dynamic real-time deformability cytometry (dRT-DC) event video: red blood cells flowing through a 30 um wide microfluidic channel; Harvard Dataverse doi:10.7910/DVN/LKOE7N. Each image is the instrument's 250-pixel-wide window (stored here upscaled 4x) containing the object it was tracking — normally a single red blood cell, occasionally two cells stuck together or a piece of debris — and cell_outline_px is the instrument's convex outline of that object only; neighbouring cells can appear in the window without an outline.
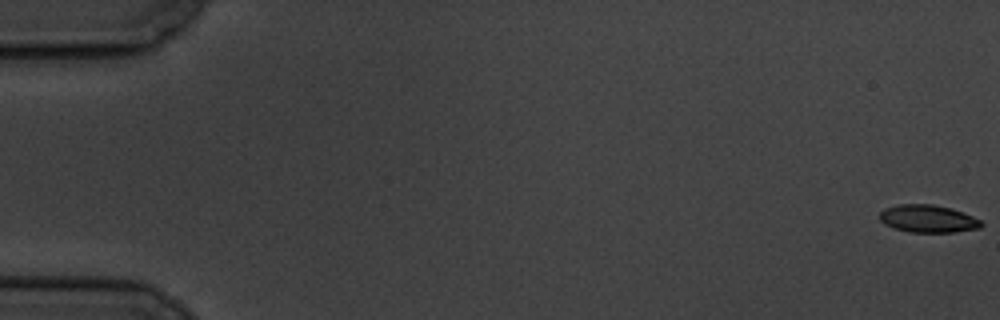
{"species": "common noctule bat (a hibernating species)", "species_latin": "Nyctalus noctula", "temperature_condition": "cold", "stored_images_in_passage": 59, "camera_frame_rate_fps": 3000, "um_per_image_px": 0.085, "animal": {"sex": "male", "body_mass_g": 19.5, "forearm_length_mm": 54.6}, "frame": {"image": 1, "passage_image": 1, "time_ms": 0.0, "image_size_px": [1000, 320], "cell_outline_px": [[984, 224], [980, 228], [956, 232], [908, 232], [884, 224], [880, 220], [880, 212], [884, 208], [900, 204], [932, 204], [952, 208], [964, 212], [980, 220]], "centroid_in_image_um": [78.9, 18.59], "position_along_channel_um": 6.1, "area_um2": 16.42}}
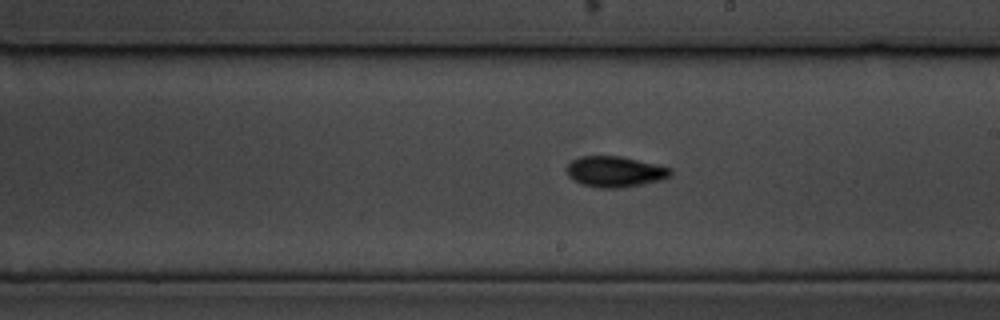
{"frame": {"image": 2, "passage_image": 34, "time_ms": 11.0, "image_size_px": [1000, 320], "cell_outline_px": [[672, 176], [664, 180], [620, 188], [596, 188], [580, 184], [572, 180], [568, 176], [564, 168], [572, 160], [580, 156], [620, 156], [656, 164], [672, 168]], "centroid_in_image_um": [52.26, 14.6], "position_along_channel_um": 236.7, "area_um2": 19.02}}
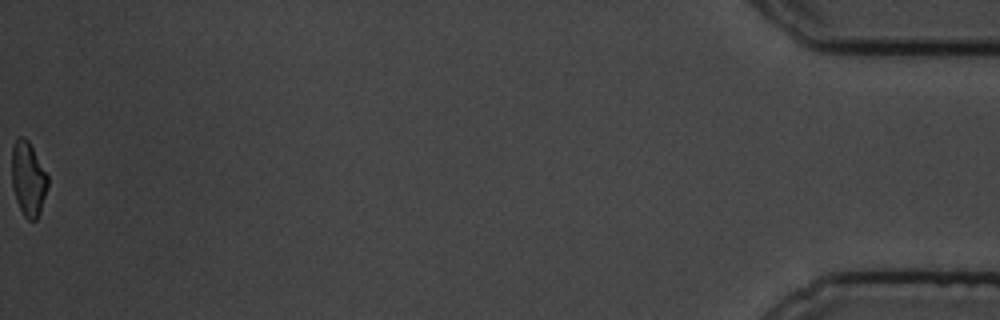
{"frame": {"image": 3, "passage_image": 59, "time_ms": 19.333, "image_size_px": [1000, 320], "cell_outline_px": [[48, 188], [40, 212], [36, 220], [28, 220], [24, 216], [16, 200], [12, 188], [12, 148], [16, 140], [20, 136], [24, 136], [28, 140], [48, 176]], "centroid_in_image_um": [2.4, 15.22], "position_along_channel_um": 432.8, "area_um2": 15.55}, "authors_computed_cell_mechanics": {"area_um2": 17.1088, "velocity_mm_per_s": 3.5056, "shape_relaxation_time_tau1_ms": 3.7065, "shape_relaxation_time_tau2_ms": 5.1368, "deformation_change_tau1": 0.1044, "deformation_change_tau2": 0.0993}}